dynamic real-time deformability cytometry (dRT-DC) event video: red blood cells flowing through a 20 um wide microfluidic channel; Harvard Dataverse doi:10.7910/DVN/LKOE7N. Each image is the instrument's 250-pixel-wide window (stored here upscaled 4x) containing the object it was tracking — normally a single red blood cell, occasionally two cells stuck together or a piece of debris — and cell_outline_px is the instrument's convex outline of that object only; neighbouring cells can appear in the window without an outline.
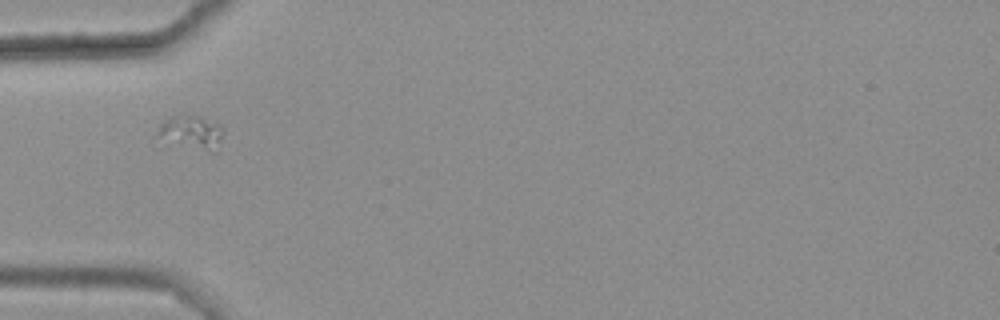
{"species": "common noctule bat (a hibernating species)", "species_latin": "Nyctalus noctula", "temperature_condition": "warm", "stored_images_in_passage": 10, "camera_frame_rate_fps": 3000, "um_per_image_px": 0.085, "animal": {"sex": "female", "body_mass_g": 25.1}, "frame": {"image": 1, "passage_image": 1, "time_ms": 0.0, "image_size_px": [1000, 320], "cell_outline_px": [[224, 132], [216, 152], [212, 152], [156, 136], [156, 132], [160, 124], [164, 120], [172, 116], [200, 116], [220, 124], [224, 128]], "centroid_in_image_um": [16.34, 11.21], "position_along_channel_um": 68.7, "area_um2": 12.37}}
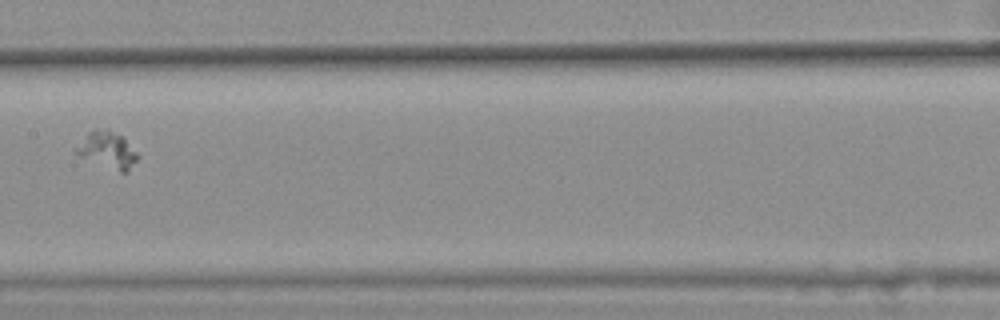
{"frame": {"image": 2, "passage_image": 4, "time_ms": 1.0, "image_size_px": [1000, 320], "cell_outline_px": [[140, 156], [128, 172], [120, 172], [80, 156], [72, 148], [88, 132], [96, 128], [108, 128], [120, 136]], "centroid_in_image_um": [9.1, 12.73], "position_along_channel_um": 198.3, "area_um2": 13.01}}
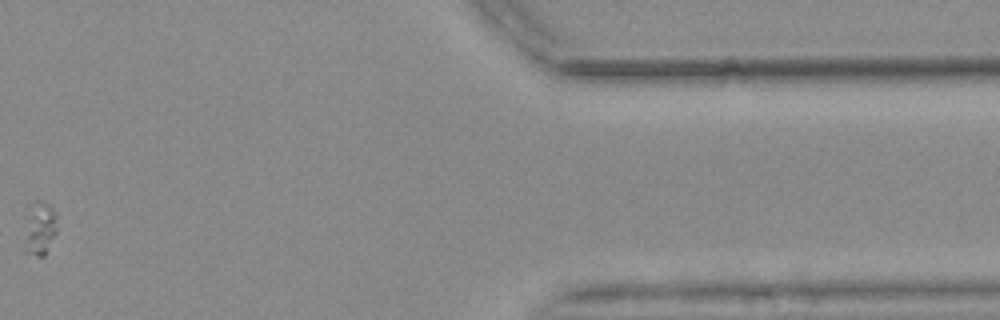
{"frame": {"image": 3, "passage_image": 10, "time_ms": 3.0, "image_size_px": [1000, 320], "cell_outline_px": [[56, 232], [44, 256], [36, 256], [24, 252], [24, 204], [36, 200], [40, 200], [52, 204], [56, 216]], "centroid_in_image_um": [3.29, 19.31], "position_along_channel_um": 408.1, "area_um2": 11.1}}